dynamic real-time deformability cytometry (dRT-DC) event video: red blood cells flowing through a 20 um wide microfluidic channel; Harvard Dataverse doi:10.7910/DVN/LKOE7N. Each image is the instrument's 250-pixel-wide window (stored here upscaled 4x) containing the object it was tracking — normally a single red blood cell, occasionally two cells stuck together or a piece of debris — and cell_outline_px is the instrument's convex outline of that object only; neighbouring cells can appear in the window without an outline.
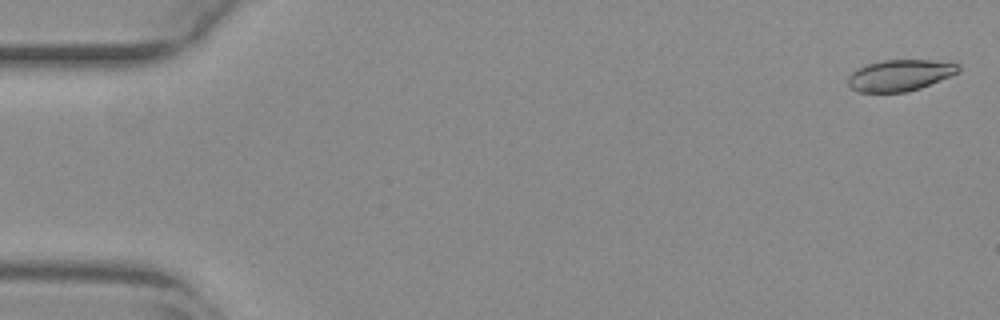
{"species": "common noctule bat (a hibernating species)", "species_latin": "Nyctalus noctula", "temperature_condition": "warm", "stored_images_in_passage": 55, "camera_frame_rate_fps": 3000, "um_per_image_px": 0.085, "animal": {"sex": "female", "body_mass_g": 29.2, "forearm_length_mm": 56.3}, "frame": {"image": 1, "passage_image": 2, "time_ms": 0.333, "image_size_px": [1000, 320], "cell_outline_px": [[960, 72], [920, 88], [904, 92], [860, 92], [852, 88], [848, 84], [848, 76], [856, 68], [868, 64], [884, 60], [932, 60], [960, 64]], "centroid_in_image_um": [76.5, 6.39], "position_along_channel_um": 8.5, "area_um2": 20.06}}
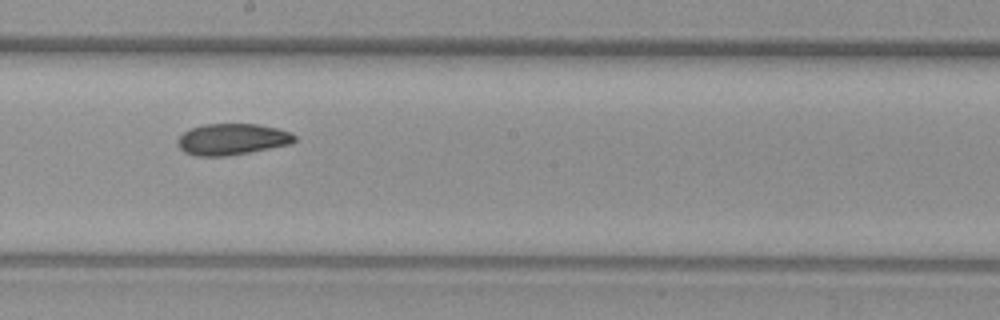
{"frame": {"image": 2, "passage_image": 31, "time_ms": 10.0, "image_size_px": [1000, 320], "cell_outline_px": [[296, 140], [292, 144], [248, 152], [224, 156], [196, 156], [184, 152], [176, 144], [176, 140], [184, 132], [192, 128], [204, 124], [256, 124], [276, 128], [292, 132], [296, 136]], "centroid_in_image_um": [19.73, 11.84], "position_along_channel_um": 228.5, "area_um2": 21.33}}
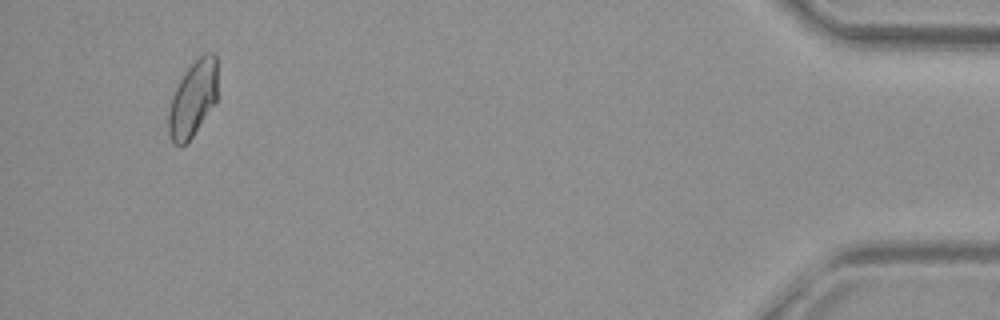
{"frame": {"image": 3, "passage_image": 52, "time_ms": 17.0, "image_size_px": [1000, 320], "cell_outline_px": [[216, 100], [192, 136], [184, 144], [176, 144], [172, 140], [168, 132], [168, 112], [172, 96], [184, 72], [200, 56], [208, 52], [212, 52], [216, 56]], "centroid_in_image_um": [16.38, 8.38], "position_along_channel_um": 418.8, "area_um2": 21.04}, "authors_computed_cell_mechanics": {"area_um2": 21.5016, "velocity_mm_per_s": 3.8409, "shape_relaxation_time_tau1_ms": null, "shape_relaxation_time_tau2_ms": 3.5728, "deformation_change_tau1": null, "deformation_change_tau2": 0.0762}}